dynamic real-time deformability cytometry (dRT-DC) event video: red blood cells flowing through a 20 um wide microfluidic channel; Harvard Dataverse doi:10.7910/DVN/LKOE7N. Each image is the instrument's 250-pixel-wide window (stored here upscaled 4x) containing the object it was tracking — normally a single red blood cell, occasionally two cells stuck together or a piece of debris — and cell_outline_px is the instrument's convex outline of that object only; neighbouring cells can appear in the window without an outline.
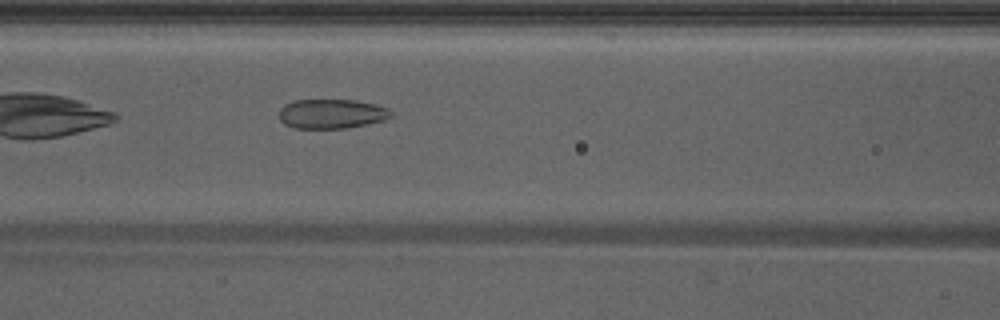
{"species": "Egyptian fruit bat (a non-hibernating species)", "species_latin": "Rousettus aegyptiacus", "temperature_condition": "warm", "stored_images_in_passage": 33, "camera_frame_rate_fps": 3000, "um_per_image_px": 0.085, "animal": {"sex": "male"}, "frame": {"image": 1, "passage_image": 6, "time_ms": 1.667, "image_size_px": [1000, 320], "cell_outline_px": [[392, 116], [384, 120], [368, 124], [348, 128], [292, 128], [284, 124], [280, 120], [280, 108], [284, 104], [296, 100], [356, 100], [376, 104], [388, 108], [392, 112]], "centroid_in_image_um": [28.2, 9.67], "position_along_channel_um": 138.4, "area_um2": 19.36}, "authors_computed_cell_mechanics": {"area_um2": 19.8832, "velocity_mm_per_s": 4.2811, "shape_relaxation_time_tau1_ms": null, "shape_relaxation_time_tau2_ms": 1.2834, "deformation_change_tau1": null, "deformation_change_tau2": 0.0849}}